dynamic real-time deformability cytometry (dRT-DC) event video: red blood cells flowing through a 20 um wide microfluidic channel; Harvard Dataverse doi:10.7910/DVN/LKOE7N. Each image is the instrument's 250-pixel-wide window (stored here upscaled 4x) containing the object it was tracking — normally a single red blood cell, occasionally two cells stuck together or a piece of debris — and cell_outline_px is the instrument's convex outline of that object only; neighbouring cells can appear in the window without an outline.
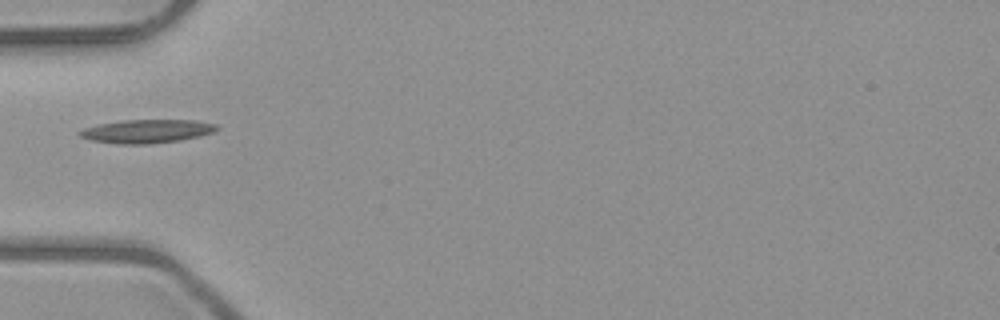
{"species": "common noctule bat (a hibernating species)", "species_latin": "Nyctalus noctula", "temperature_condition": "room temperature", "stored_images_in_passage": 7, "camera_frame_rate_fps": 3000, "um_per_image_px": 0.085, "animal": {"sex": "male", "body_mass_g": 23.1, "forearm_length_mm": 52.7}, "frame": {"image": 1, "passage_image": 6, "time_ms": 6.667, "image_size_px": [1000, 320], "cell_outline_px": [[220, 128], [212, 132], [200, 136], [180, 140], [148, 144], [116, 144], [92, 140], [80, 136], [76, 132], [84, 128], [100, 124], [120, 120], [192, 120], [216, 124]], "centroid_in_image_um": [12.46, 11.15], "position_along_channel_um": 72.5, "area_um2": 18.73}}
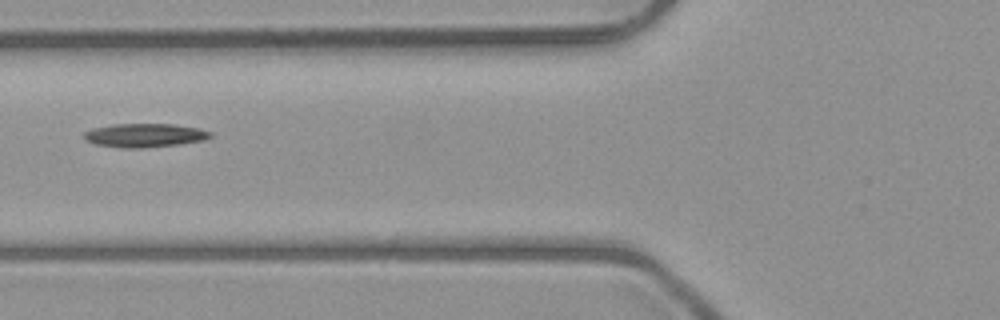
{"frame": {"image": 2, "passage_image": 7, "time_ms": 7.667, "image_size_px": [1000, 320], "cell_outline_px": [[212, 136], [204, 140], [180, 144], [144, 148], [120, 148], [96, 144], [84, 140], [84, 132], [92, 128], [112, 124], [176, 124], [200, 128], [212, 132]], "centroid_in_image_um": [12.31, 11.5], "position_along_channel_um": 113.5, "area_um2": 17.69}}